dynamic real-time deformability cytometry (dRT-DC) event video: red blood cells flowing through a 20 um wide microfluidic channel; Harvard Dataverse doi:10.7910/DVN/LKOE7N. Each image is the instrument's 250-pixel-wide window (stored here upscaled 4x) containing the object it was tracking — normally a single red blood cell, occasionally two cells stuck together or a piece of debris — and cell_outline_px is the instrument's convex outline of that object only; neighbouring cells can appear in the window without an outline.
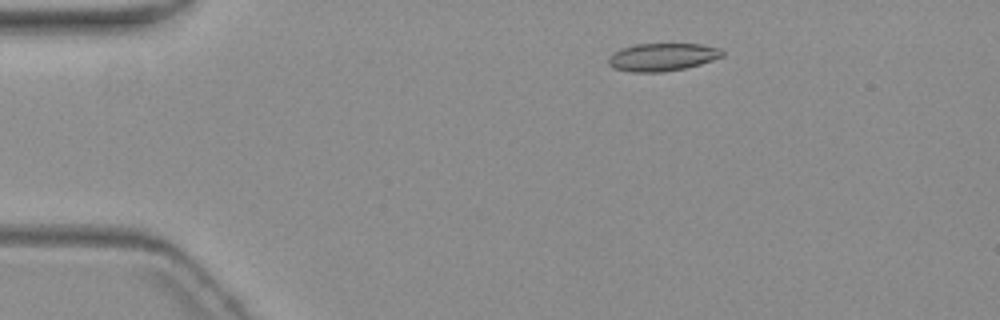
{"species": "common noctule bat (a hibernating species)", "species_latin": "Nyctalus noctula", "temperature_condition": "warm", "stored_images_in_passage": 5, "camera_frame_rate_fps": 3000, "um_per_image_px": 0.085, "animal": {"sex": "female", "body_mass_g": 19.3, "forearm_length_mm": 54.1}, "frame": {"image": 1, "passage_image": 3, "time_ms": 3.333, "image_size_px": [1000, 320], "cell_outline_px": [[724, 56], [700, 64], [684, 68], [660, 72], [632, 72], [616, 68], [608, 64], [608, 60], [612, 52], [620, 48], [636, 44], [700, 44], [720, 48], [724, 52]], "centroid_in_image_um": [56.29, 4.84], "position_along_channel_um": 28.7, "area_um2": 18.38}}